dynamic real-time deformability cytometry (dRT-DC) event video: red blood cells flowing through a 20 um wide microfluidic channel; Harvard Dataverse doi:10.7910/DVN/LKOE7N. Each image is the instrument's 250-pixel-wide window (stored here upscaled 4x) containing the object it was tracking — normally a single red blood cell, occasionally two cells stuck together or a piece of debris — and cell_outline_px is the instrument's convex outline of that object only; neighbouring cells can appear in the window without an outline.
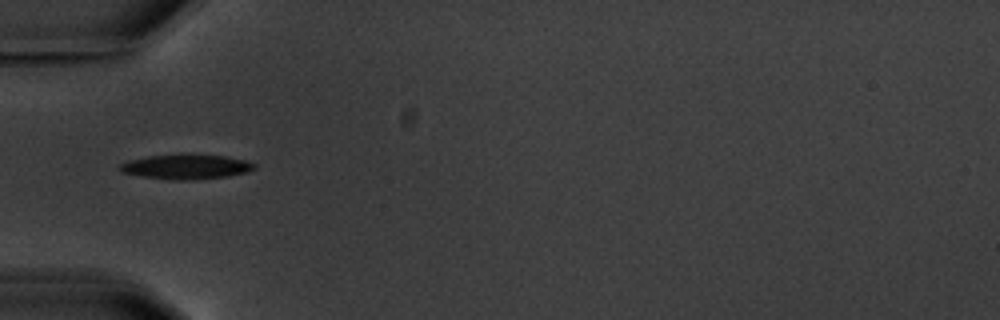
{"species": "common noctule bat (a hibernating species)", "species_latin": "Nyctalus noctula", "temperature_condition": "warm", "stored_images_in_passage": 6, "camera_frame_rate_fps": 3000, "um_per_image_px": 0.085, "animal": {"sex": "male", "body_mass_g": 20.1, "forearm_length_mm": 53.5}, "frame": {"image": 1, "passage_image": 6, "time_ms": 6.333, "image_size_px": [1000, 320], "cell_outline_px": [[256, 168], [248, 172], [228, 176], [196, 180], [172, 180], [140, 176], [120, 172], [116, 168], [120, 164], [128, 160], [148, 156], [180, 152], [184, 152], [224, 156], [244, 160], [256, 164]], "centroid_in_image_um": [15.78, 14.15], "position_along_channel_um": 69.2, "area_um2": 20.17}}